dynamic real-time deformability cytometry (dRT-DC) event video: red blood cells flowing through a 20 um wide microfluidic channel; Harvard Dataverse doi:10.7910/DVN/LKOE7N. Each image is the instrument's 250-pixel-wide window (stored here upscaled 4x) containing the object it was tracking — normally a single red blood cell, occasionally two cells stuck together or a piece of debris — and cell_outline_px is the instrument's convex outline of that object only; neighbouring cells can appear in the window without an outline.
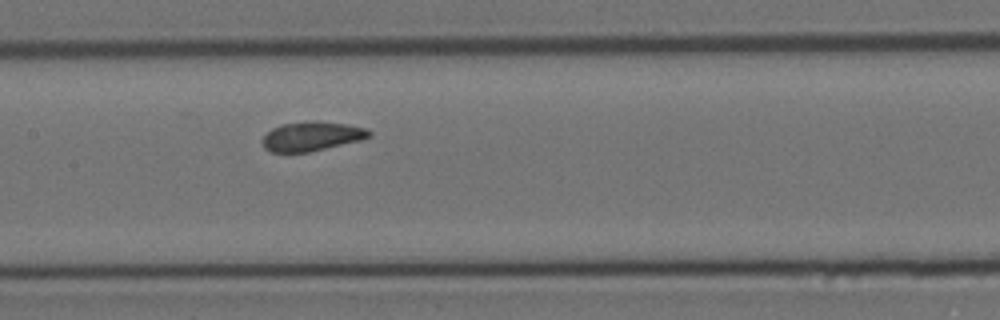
{"species": "Egyptian fruit bat (a non-hibernating species)", "species_latin": "Rousettus aegyptiacus", "temperature_condition": "cold", "stored_images_in_passage": 7, "camera_frame_rate_fps": 3000, "um_per_image_px": 0.085, "animal": {"sex": "female"}, "frame": {"image": 1, "passage_image": 7, "time_ms": 2.0, "image_size_px": [1000, 320], "cell_outline_px": [[372, 136], [360, 140], [308, 152], [272, 152], [264, 148], [260, 140], [272, 128], [280, 124], [312, 120], [316, 120], [348, 124], [368, 128], [372, 132]], "centroid_in_image_um": [26.5, 11.56], "position_along_channel_um": 180.9, "area_um2": 18.44}}